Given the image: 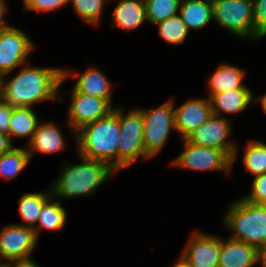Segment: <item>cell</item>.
Instances as JSON below:
<instances>
[{"instance_id":"cell-42","label":"cell","mask_w":266,"mask_h":267,"mask_svg":"<svg viewBox=\"0 0 266 267\" xmlns=\"http://www.w3.org/2000/svg\"><path fill=\"white\" fill-rule=\"evenodd\" d=\"M207 1L210 3H214V2L219 1V0H207Z\"/></svg>"},{"instance_id":"cell-29","label":"cell","mask_w":266,"mask_h":267,"mask_svg":"<svg viewBox=\"0 0 266 267\" xmlns=\"http://www.w3.org/2000/svg\"><path fill=\"white\" fill-rule=\"evenodd\" d=\"M109 0H71L76 15L87 24L99 26L104 7Z\"/></svg>"},{"instance_id":"cell-13","label":"cell","mask_w":266,"mask_h":267,"mask_svg":"<svg viewBox=\"0 0 266 267\" xmlns=\"http://www.w3.org/2000/svg\"><path fill=\"white\" fill-rule=\"evenodd\" d=\"M221 237L195 231L179 256L190 267H218Z\"/></svg>"},{"instance_id":"cell-18","label":"cell","mask_w":266,"mask_h":267,"mask_svg":"<svg viewBox=\"0 0 266 267\" xmlns=\"http://www.w3.org/2000/svg\"><path fill=\"white\" fill-rule=\"evenodd\" d=\"M209 98L213 115L227 118L225 114H238L250 106L254 95L250 88H239L215 93Z\"/></svg>"},{"instance_id":"cell-39","label":"cell","mask_w":266,"mask_h":267,"mask_svg":"<svg viewBox=\"0 0 266 267\" xmlns=\"http://www.w3.org/2000/svg\"><path fill=\"white\" fill-rule=\"evenodd\" d=\"M172 267H190L183 260L178 258V260L173 264Z\"/></svg>"},{"instance_id":"cell-2","label":"cell","mask_w":266,"mask_h":267,"mask_svg":"<svg viewBox=\"0 0 266 267\" xmlns=\"http://www.w3.org/2000/svg\"><path fill=\"white\" fill-rule=\"evenodd\" d=\"M80 163H64L61 174L49 187L53 198L63 200L92 196L107 180L117 173L107 163L79 156Z\"/></svg>"},{"instance_id":"cell-26","label":"cell","mask_w":266,"mask_h":267,"mask_svg":"<svg viewBox=\"0 0 266 267\" xmlns=\"http://www.w3.org/2000/svg\"><path fill=\"white\" fill-rule=\"evenodd\" d=\"M243 153L245 171L254 177L266 174V144L264 140H249Z\"/></svg>"},{"instance_id":"cell-23","label":"cell","mask_w":266,"mask_h":267,"mask_svg":"<svg viewBox=\"0 0 266 267\" xmlns=\"http://www.w3.org/2000/svg\"><path fill=\"white\" fill-rule=\"evenodd\" d=\"M61 203L62 201L55 200L53 196L44 203L37 225L34 228L37 239H39L42 229L55 232L63 229L67 220V212L64 206H61Z\"/></svg>"},{"instance_id":"cell-9","label":"cell","mask_w":266,"mask_h":267,"mask_svg":"<svg viewBox=\"0 0 266 267\" xmlns=\"http://www.w3.org/2000/svg\"><path fill=\"white\" fill-rule=\"evenodd\" d=\"M230 118L212 115L206 123L194 130L186 139L194 145L224 150L232 158V164H234L239 149L237 142L228 139L233 134Z\"/></svg>"},{"instance_id":"cell-3","label":"cell","mask_w":266,"mask_h":267,"mask_svg":"<svg viewBox=\"0 0 266 267\" xmlns=\"http://www.w3.org/2000/svg\"><path fill=\"white\" fill-rule=\"evenodd\" d=\"M72 137L77 141L79 156L105 162L117 172L119 107H115L108 116L83 126Z\"/></svg>"},{"instance_id":"cell-30","label":"cell","mask_w":266,"mask_h":267,"mask_svg":"<svg viewBox=\"0 0 266 267\" xmlns=\"http://www.w3.org/2000/svg\"><path fill=\"white\" fill-rule=\"evenodd\" d=\"M242 198L253 204L266 205V174L255 176L250 192Z\"/></svg>"},{"instance_id":"cell-27","label":"cell","mask_w":266,"mask_h":267,"mask_svg":"<svg viewBox=\"0 0 266 267\" xmlns=\"http://www.w3.org/2000/svg\"><path fill=\"white\" fill-rule=\"evenodd\" d=\"M155 25L158 26V35L171 45H181L185 42L189 33L179 14Z\"/></svg>"},{"instance_id":"cell-14","label":"cell","mask_w":266,"mask_h":267,"mask_svg":"<svg viewBox=\"0 0 266 267\" xmlns=\"http://www.w3.org/2000/svg\"><path fill=\"white\" fill-rule=\"evenodd\" d=\"M175 128L182 139H186L194 130L206 123L213 115L210 98H190L174 108Z\"/></svg>"},{"instance_id":"cell-17","label":"cell","mask_w":266,"mask_h":267,"mask_svg":"<svg viewBox=\"0 0 266 267\" xmlns=\"http://www.w3.org/2000/svg\"><path fill=\"white\" fill-rule=\"evenodd\" d=\"M62 130L54 122L39 123L32 139L26 144L30 159L36 153L52 154L57 153L66 147Z\"/></svg>"},{"instance_id":"cell-25","label":"cell","mask_w":266,"mask_h":267,"mask_svg":"<svg viewBox=\"0 0 266 267\" xmlns=\"http://www.w3.org/2000/svg\"><path fill=\"white\" fill-rule=\"evenodd\" d=\"M30 160L27 148L14 146L0 156V176L7 181L16 178Z\"/></svg>"},{"instance_id":"cell-31","label":"cell","mask_w":266,"mask_h":267,"mask_svg":"<svg viewBox=\"0 0 266 267\" xmlns=\"http://www.w3.org/2000/svg\"><path fill=\"white\" fill-rule=\"evenodd\" d=\"M64 0H23L24 11L51 12L64 7Z\"/></svg>"},{"instance_id":"cell-7","label":"cell","mask_w":266,"mask_h":267,"mask_svg":"<svg viewBox=\"0 0 266 267\" xmlns=\"http://www.w3.org/2000/svg\"><path fill=\"white\" fill-rule=\"evenodd\" d=\"M213 20L241 39L262 38L254 31L253 0H219L212 3Z\"/></svg>"},{"instance_id":"cell-6","label":"cell","mask_w":266,"mask_h":267,"mask_svg":"<svg viewBox=\"0 0 266 267\" xmlns=\"http://www.w3.org/2000/svg\"><path fill=\"white\" fill-rule=\"evenodd\" d=\"M119 107L120 140L117 149V172L130 167L141 157L144 160L150 158L146 155L143 143V118L142 113L133 109L124 113Z\"/></svg>"},{"instance_id":"cell-35","label":"cell","mask_w":266,"mask_h":267,"mask_svg":"<svg viewBox=\"0 0 266 267\" xmlns=\"http://www.w3.org/2000/svg\"><path fill=\"white\" fill-rule=\"evenodd\" d=\"M7 3L5 0H0V33L7 29L10 24L7 23L6 19H5V14L7 12Z\"/></svg>"},{"instance_id":"cell-1","label":"cell","mask_w":266,"mask_h":267,"mask_svg":"<svg viewBox=\"0 0 266 267\" xmlns=\"http://www.w3.org/2000/svg\"><path fill=\"white\" fill-rule=\"evenodd\" d=\"M64 82L62 68L34 67L28 62L11 79H3L1 98L11 107H32L47 100L63 103L59 89Z\"/></svg>"},{"instance_id":"cell-20","label":"cell","mask_w":266,"mask_h":267,"mask_svg":"<svg viewBox=\"0 0 266 267\" xmlns=\"http://www.w3.org/2000/svg\"><path fill=\"white\" fill-rule=\"evenodd\" d=\"M245 71L238 66L221 64L206 81L209 96L215 93L230 91L239 88H249L243 84Z\"/></svg>"},{"instance_id":"cell-22","label":"cell","mask_w":266,"mask_h":267,"mask_svg":"<svg viewBox=\"0 0 266 267\" xmlns=\"http://www.w3.org/2000/svg\"><path fill=\"white\" fill-rule=\"evenodd\" d=\"M40 121L32 107H13L9 121L8 136L12 138H28L27 144L32 139Z\"/></svg>"},{"instance_id":"cell-32","label":"cell","mask_w":266,"mask_h":267,"mask_svg":"<svg viewBox=\"0 0 266 267\" xmlns=\"http://www.w3.org/2000/svg\"><path fill=\"white\" fill-rule=\"evenodd\" d=\"M254 31L261 37H266V0H253Z\"/></svg>"},{"instance_id":"cell-24","label":"cell","mask_w":266,"mask_h":267,"mask_svg":"<svg viewBox=\"0 0 266 267\" xmlns=\"http://www.w3.org/2000/svg\"><path fill=\"white\" fill-rule=\"evenodd\" d=\"M52 196L51 190L47 192L24 193L18 200L19 216L23 223L18 225L34 229L40 217L44 203Z\"/></svg>"},{"instance_id":"cell-33","label":"cell","mask_w":266,"mask_h":267,"mask_svg":"<svg viewBox=\"0 0 266 267\" xmlns=\"http://www.w3.org/2000/svg\"><path fill=\"white\" fill-rule=\"evenodd\" d=\"M12 109L7 102L0 97V132L7 134L9 131V121L12 114Z\"/></svg>"},{"instance_id":"cell-8","label":"cell","mask_w":266,"mask_h":267,"mask_svg":"<svg viewBox=\"0 0 266 267\" xmlns=\"http://www.w3.org/2000/svg\"><path fill=\"white\" fill-rule=\"evenodd\" d=\"M183 151L171 161V166L196 171H221L231 174L232 158L224 151L214 147L194 145L182 139Z\"/></svg>"},{"instance_id":"cell-4","label":"cell","mask_w":266,"mask_h":267,"mask_svg":"<svg viewBox=\"0 0 266 267\" xmlns=\"http://www.w3.org/2000/svg\"><path fill=\"white\" fill-rule=\"evenodd\" d=\"M223 224L230 238L243 241L261 251L266 246V205L250 203L242 197L231 203Z\"/></svg>"},{"instance_id":"cell-10","label":"cell","mask_w":266,"mask_h":267,"mask_svg":"<svg viewBox=\"0 0 266 267\" xmlns=\"http://www.w3.org/2000/svg\"><path fill=\"white\" fill-rule=\"evenodd\" d=\"M71 96L67 112V125L71 130L78 131L83 126L108 116L114 106L107 99L94 97L70 90Z\"/></svg>"},{"instance_id":"cell-28","label":"cell","mask_w":266,"mask_h":267,"mask_svg":"<svg viewBox=\"0 0 266 267\" xmlns=\"http://www.w3.org/2000/svg\"><path fill=\"white\" fill-rule=\"evenodd\" d=\"M146 18L152 25L179 14L181 0H144Z\"/></svg>"},{"instance_id":"cell-5","label":"cell","mask_w":266,"mask_h":267,"mask_svg":"<svg viewBox=\"0 0 266 267\" xmlns=\"http://www.w3.org/2000/svg\"><path fill=\"white\" fill-rule=\"evenodd\" d=\"M174 99L165 101L156 109L137 108L143 118V143L146 155L152 159L157 156L175 130Z\"/></svg>"},{"instance_id":"cell-11","label":"cell","mask_w":266,"mask_h":267,"mask_svg":"<svg viewBox=\"0 0 266 267\" xmlns=\"http://www.w3.org/2000/svg\"><path fill=\"white\" fill-rule=\"evenodd\" d=\"M34 49L32 40L20 28L9 26L0 33V72L4 78L18 67L28 63Z\"/></svg>"},{"instance_id":"cell-12","label":"cell","mask_w":266,"mask_h":267,"mask_svg":"<svg viewBox=\"0 0 266 267\" xmlns=\"http://www.w3.org/2000/svg\"><path fill=\"white\" fill-rule=\"evenodd\" d=\"M37 243L34 229L17 223L7 225L0 231V262L32 259L31 255Z\"/></svg>"},{"instance_id":"cell-19","label":"cell","mask_w":266,"mask_h":267,"mask_svg":"<svg viewBox=\"0 0 266 267\" xmlns=\"http://www.w3.org/2000/svg\"><path fill=\"white\" fill-rule=\"evenodd\" d=\"M117 1L118 4L116 5L112 14V27H117L119 29L127 31H134L135 29L139 28L145 21H147L144 0Z\"/></svg>"},{"instance_id":"cell-37","label":"cell","mask_w":266,"mask_h":267,"mask_svg":"<svg viewBox=\"0 0 266 267\" xmlns=\"http://www.w3.org/2000/svg\"><path fill=\"white\" fill-rule=\"evenodd\" d=\"M261 103L264 113L266 114V94L257 97L256 99L253 98V103L258 104Z\"/></svg>"},{"instance_id":"cell-21","label":"cell","mask_w":266,"mask_h":267,"mask_svg":"<svg viewBox=\"0 0 266 267\" xmlns=\"http://www.w3.org/2000/svg\"><path fill=\"white\" fill-rule=\"evenodd\" d=\"M179 15L188 30H200L213 20L212 3L207 0H181Z\"/></svg>"},{"instance_id":"cell-40","label":"cell","mask_w":266,"mask_h":267,"mask_svg":"<svg viewBox=\"0 0 266 267\" xmlns=\"http://www.w3.org/2000/svg\"><path fill=\"white\" fill-rule=\"evenodd\" d=\"M3 79H4V74L0 72V97L2 96V91H3Z\"/></svg>"},{"instance_id":"cell-43","label":"cell","mask_w":266,"mask_h":267,"mask_svg":"<svg viewBox=\"0 0 266 267\" xmlns=\"http://www.w3.org/2000/svg\"><path fill=\"white\" fill-rule=\"evenodd\" d=\"M67 4H69V2H71V0H64Z\"/></svg>"},{"instance_id":"cell-38","label":"cell","mask_w":266,"mask_h":267,"mask_svg":"<svg viewBox=\"0 0 266 267\" xmlns=\"http://www.w3.org/2000/svg\"><path fill=\"white\" fill-rule=\"evenodd\" d=\"M260 252H261L262 267H266V246Z\"/></svg>"},{"instance_id":"cell-15","label":"cell","mask_w":266,"mask_h":267,"mask_svg":"<svg viewBox=\"0 0 266 267\" xmlns=\"http://www.w3.org/2000/svg\"><path fill=\"white\" fill-rule=\"evenodd\" d=\"M62 68V79L68 77H76V82L72 88L74 91L84 93L94 97L107 99L112 104V95L114 92V84L107 78L105 73L97 67L91 66L82 73L77 74Z\"/></svg>"},{"instance_id":"cell-16","label":"cell","mask_w":266,"mask_h":267,"mask_svg":"<svg viewBox=\"0 0 266 267\" xmlns=\"http://www.w3.org/2000/svg\"><path fill=\"white\" fill-rule=\"evenodd\" d=\"M261 264V252L243 241L221 237L218 267H254Z\"/></svg>"},{"instance_id":"cell-41","label":"cell","mask_w":266,"mask_h":267,"mask_svg":"<svg viewBox=\"0 0 266 267\" xmlns=\"http://www.w3.org/2000/svg\"><path fill=\"white\" fill-rule=\"evenodd\" d=\"M0 267H10V262L9 263L0 262Z\"/></svg>"},{"instance_id":"cell-34","label":"cell","mask_w":266,"mask_h":267,"mask_svg":"<svg viewBox=\"0 0 266 267\" xmlns=\"http://www.w3.org/2000/svg\"><path fill=\"white\" fill-rule=\"evenodd\" d=\"M14 147L8 134L0 132V156Z\"/></svg>"},{"instance_id":"cell-36","label":"cell","mask_w":266,"mask_h":267,"mask_svg":"<svg viewBox=\"0 0 266 267\" xmlns=\"http://www.w3.org/2000/svg\"><path fill=\"white\" fill-rule=\"evenodd\" d=\"M10 267H40L33 259L10 262Z\"/></svg>"}]
</instances>
